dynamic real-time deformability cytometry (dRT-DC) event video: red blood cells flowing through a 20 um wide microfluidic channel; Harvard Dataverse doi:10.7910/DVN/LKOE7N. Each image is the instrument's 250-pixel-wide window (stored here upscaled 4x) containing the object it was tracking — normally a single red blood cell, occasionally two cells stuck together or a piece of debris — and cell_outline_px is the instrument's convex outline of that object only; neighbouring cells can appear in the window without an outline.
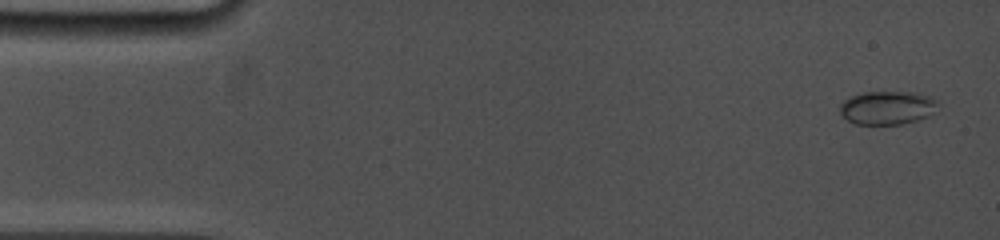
{"species": "common noctule bat (a hibernating species)", "species_latin": "Nyctalus noctula", "temperature_condition": "cold", "stored_images_in_passage": 8, "camera_frame_rate_fps": 5000, "um_per_image_px": 0.085, "animal": {"sex": "female", "body_mass_g": 19.0, "forearm_length_mm": 53.3}, "frame": {"image": 1, "passage_image": 1, "time_ms": 0.0, "image_size_px": [1000, 240], "cell_outline_px": [[940, 104], [928, 116], [916, 120], [900, 124], [856, 124], [848, 120], [840, 112], [840, 104], [844, 100], [852, 96], [864, 92], [916, 92], [940, 100]], "centroid_in_image_um": [75.45, 9.14], "position_along_channel_um": 9.5, "area_um2": 19.07}}